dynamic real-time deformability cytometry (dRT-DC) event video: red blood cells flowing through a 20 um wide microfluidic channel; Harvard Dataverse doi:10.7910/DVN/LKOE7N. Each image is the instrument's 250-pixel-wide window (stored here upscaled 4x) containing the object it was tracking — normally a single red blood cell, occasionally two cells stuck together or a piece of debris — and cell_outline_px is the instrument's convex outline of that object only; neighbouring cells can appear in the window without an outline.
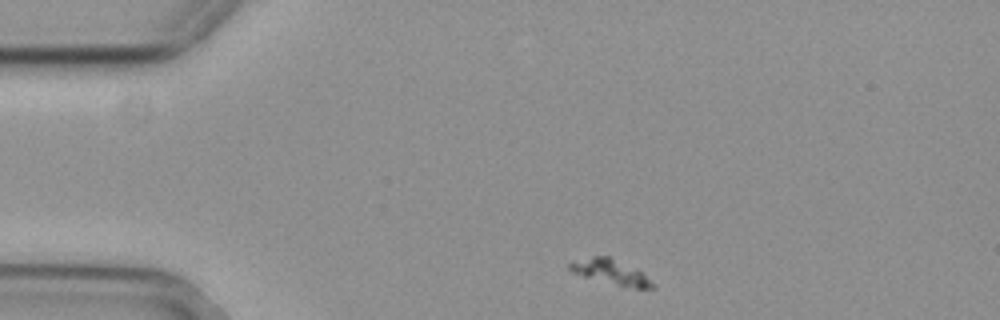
{"species": "common noctule bat (a hibernating species)", "species_latin": "Nyctalus noctula", "temperature_condition": "cold", "stored_images_in_passage": 47, "camera_frame_rate_fps": 3000, "um_per_image_px": 0.085, "animal": {"sex": "female", "body_mass_g": 29.2, "forearm_length_mm": 56.3}, "frame": {"image": 1, "passage_image": 1, "time_ms": 0.0, "image_size_px": [1000, 320], "cell_outline_px": [[656, 288], [636, 288], [616, 284], [584, 276], [572, 272], [568, 268], [568, 264], [592, 256], [608, 256], [644, 272], [656, 284]], "centroid_in_image_um": [52.0, 23.12], "position_along_channel_um": 33.0, "area_um2": 11.79}}
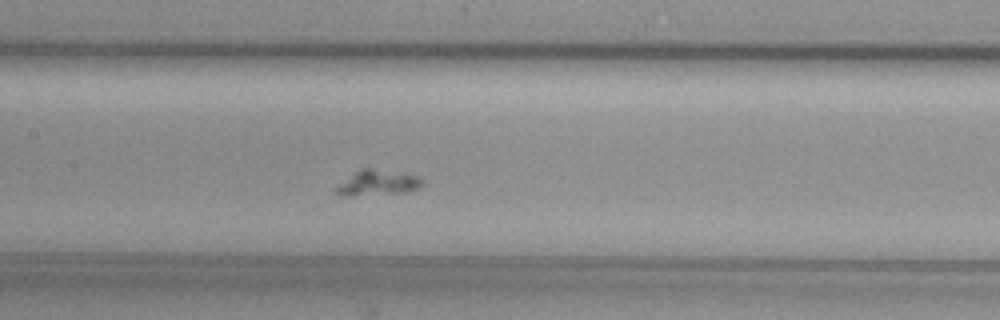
{"frame": {"image": 2, "passage_image": 17, "time_ms": 5.333, "image_size_px": [1000, 320], "cell_outline_px": [[424, 184], [420, 188], [408, 192], [352, 196], [340, 196], [336, 192], [336, 188], [340, 184], [360, 168], [372, 168], [404, 172], [420, 176], [424, 180]], "centroid_in_image_um": [32.2, 15.53], "position_along_channel_um": 175.2, "area_um2": 13.01}}
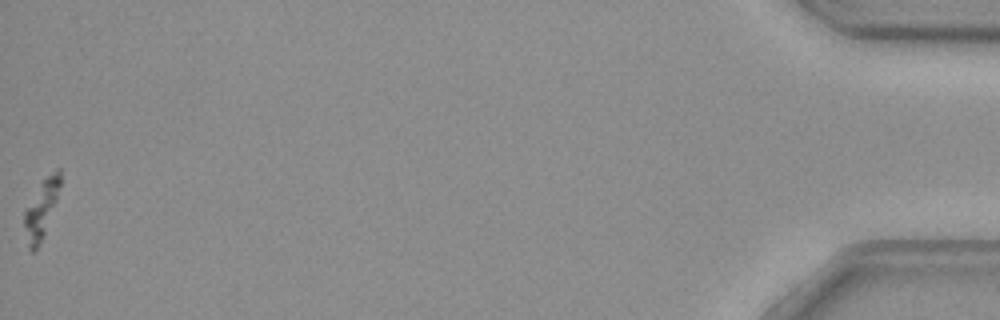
{"frame": {"image": 3, "passage_image": 47, "time_ms": 15.333, "image_size_px": [1000, 320], "cell_outline_px": [[60, 184], [56, 200], [44, 232], [36, 248], [32, 252], [28, 248], [24, 224], [24, 208], [44, 180], [56, 168], [60, 168]], "centroid_in_image_um": [3.48, 17.76], "position_along_channel_um": 431.7, "area_um2": 11.44}}